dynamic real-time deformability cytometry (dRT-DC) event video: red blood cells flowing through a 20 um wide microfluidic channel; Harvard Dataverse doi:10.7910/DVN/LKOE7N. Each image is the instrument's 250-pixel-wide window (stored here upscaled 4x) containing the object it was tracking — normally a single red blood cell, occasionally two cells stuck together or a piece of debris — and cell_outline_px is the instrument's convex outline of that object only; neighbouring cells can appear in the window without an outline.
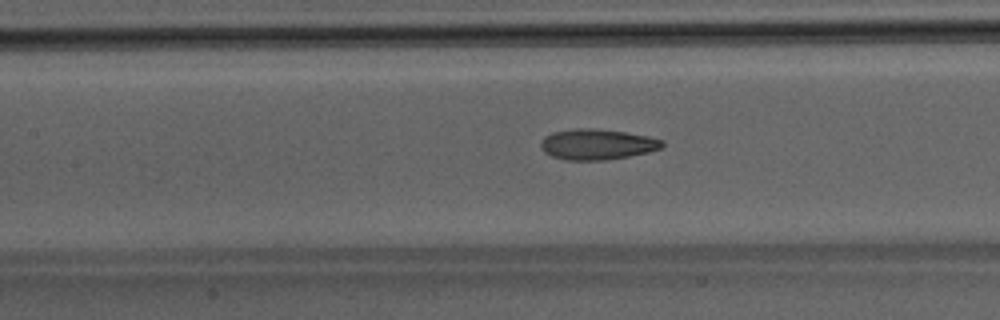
{"species": "Egyptian fruit bat (a non-hibernating species)", "species_latin": "Rousettus aegyptiacus", "temperature_condition": "room temperature", "stored_images_in_passage": 40, "camera_frame_rate_fps": 3000, "um_per_image_px": 0.085, "animal": {"sex": "male"}, "frame": {"image": 1, "passage_image": 14, "time_ms": 4.333, "image_size_px": [1000, 320], "cell_outline_px": [[664, 144], [660, 148], [648, 152], [628, 156], [604, 160], [564, 160], [552, 156], [544, 152], [540, 144], [544, 136], [552, 132], [576, 128], [588, 128], [624, 132], [648, 136], [664, 140]], "centroid_in_image_um": [50.73, 12.27], "position_along_channel_um": 156.7, "area_um2": 21.56}}
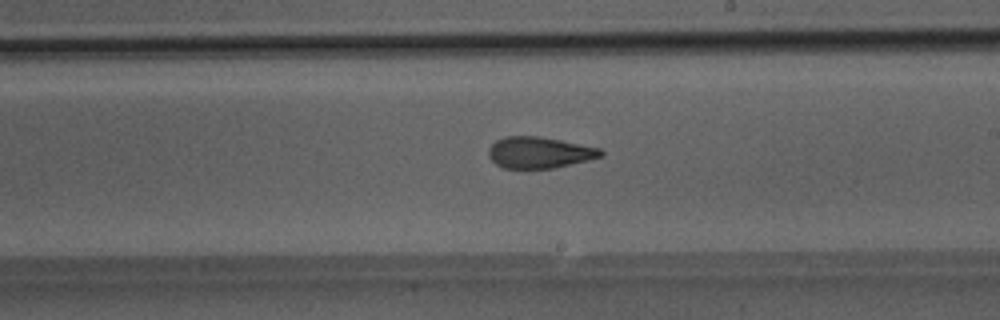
{"frame": {"image": 2, "passage_image": 20, "time_ms": 6.333, "image_size_px": [1000, 320], "cell_outline_px": [[604, 156], [588, 160], [552, 168], [504, 168], [496, 164], [488, 156], [488, 148], [496, 140], [504, 136], [536, 136], [560, 140], [600, 148], [604, 152]], "centroid_in_image_um": [45.83, 12.96], "position_along_channel_um": 243.2, "area_um2": 20.4}}
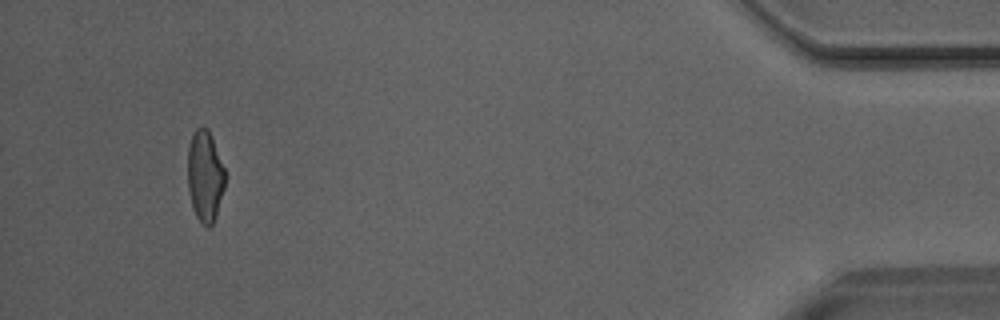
{"frame": {"image": 3, "passage_image": 37, "time_ms": 12.0, "image_size_px": [1000, 320], "cell_outline_px": [[224, 188], [216, 216], [212, 224], [208, 228], [200, 224], [192, 208], [188, 188], [188, 148], [192, 136], [196, 128], [208, 128], [224, 168]], "centroid_in_image_um": [17.41, 15.02], "position_along_channel_um": 417.8, "area_um2": 19.71}}